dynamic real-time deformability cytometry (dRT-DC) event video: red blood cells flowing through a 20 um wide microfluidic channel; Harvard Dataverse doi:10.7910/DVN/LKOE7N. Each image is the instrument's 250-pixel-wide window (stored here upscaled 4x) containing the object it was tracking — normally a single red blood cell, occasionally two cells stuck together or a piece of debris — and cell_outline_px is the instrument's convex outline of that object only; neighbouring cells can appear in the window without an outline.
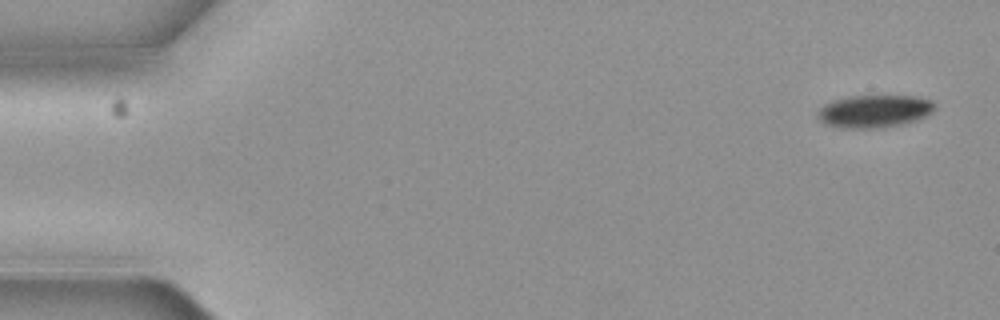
{"species": "common noctule bat (a hibernating species)", "species_latin": "Nyctalus noctula", "temperature_condition": "cold", "stored_images_in_passage": 6, "camera_frame_rate_fps": 3000, "um_per_image_px": 0.085, "animal": {"sex": "female", "body_mass_g": 19.3, "forearm_length_mm": 54.1}, "frame": {"image": 1, "passage_image": 1, "time_ms": 0.0, "image_size_px": [1000, 320], "cell_outline_px": [[932, 112], [916, 120], [900, 124], [876, 128], [848, 128], [828, 124], [820, 120], [820, 108], [824, 104], [848, 96], [912, 96], [928, 100], [932, 104]], "centroid_in_image_um": [74.3, 9.45], "position_along_channel_um": 10.7, "area_um2": 21.44}}